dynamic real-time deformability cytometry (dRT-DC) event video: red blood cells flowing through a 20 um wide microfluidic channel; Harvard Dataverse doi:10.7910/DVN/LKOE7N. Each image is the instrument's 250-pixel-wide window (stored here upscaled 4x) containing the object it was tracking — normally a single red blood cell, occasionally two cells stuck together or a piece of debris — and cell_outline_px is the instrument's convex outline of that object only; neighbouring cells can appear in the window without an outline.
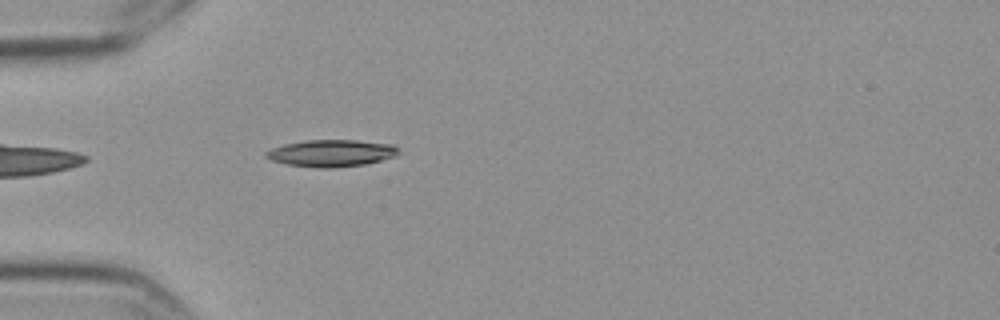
{"species": "Egyptian fruit bat (a non-hibernating species)", "species_latin": "Rousettus aegyptiacus", "temperature_condition": "cold", "stored_images_in_passage": 5, "camera_frame_rate_fps": 3000, "um_per_image_px": 0.085, "frame": {"image": 1, "passage_image": 5, "time_ms": 1.333, "image_size_px": [1000, 320], "cell_outline_px": [[400, 152], [396, 156], [364, 164], [332, 168], [320, 168], [288, 164], [272, 160], [264, 156], [264, 152], [272, 148], [284, 144], [304, 140], [356, 140], [392, 144], [400, 148]], "centroid_in_image_um": [28.18, 13.01], "position_along_channel_um": 56.8, "area_um2": 20.81}}